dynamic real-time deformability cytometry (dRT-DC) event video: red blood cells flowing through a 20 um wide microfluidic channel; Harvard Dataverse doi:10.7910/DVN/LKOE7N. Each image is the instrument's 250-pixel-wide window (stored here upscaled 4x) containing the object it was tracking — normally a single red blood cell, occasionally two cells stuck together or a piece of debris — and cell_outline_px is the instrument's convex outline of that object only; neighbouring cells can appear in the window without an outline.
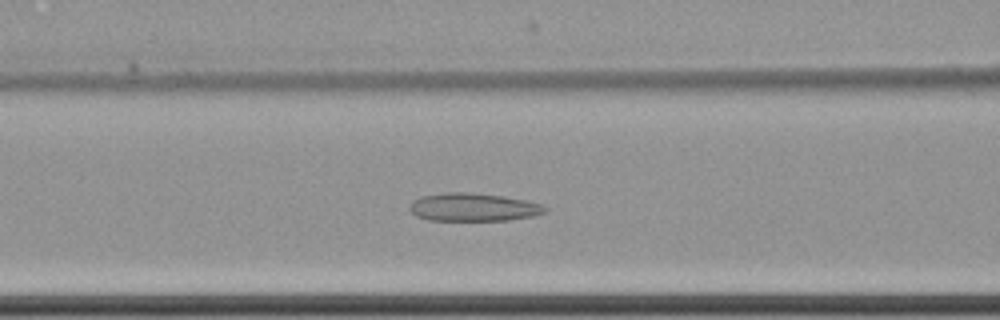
{"species": "common noctule bat (a hibernating species)", "species_latin": "Nyctalus noctula", "temperature_condition": "cold", "stored_images_in_passage": 33, "camera_frame_rate_fps": 3000, "um_per_image_px": 0.085, "animal": {"sex": "female", "body_mass_g": 22.7, "forearm_length_mm": 54.2}, "frame": {"image": 1, "passage_image": 14, "time_ms": 4.333, "image_size_px": [1000, 320], "cell_outline_px": [[548, 208], [544, 212], [532, 216], [508, 220], [428, 220], [416, 216], [412, 212], [412, 200], [420, 196], [444, 192], [468, 192], [504, 196], [528, 200], [540, 204]], "centroid_in_image_um": [40.23, 17.6], "position_along_channel_um": 126.4, "area_um2": 22.08}}
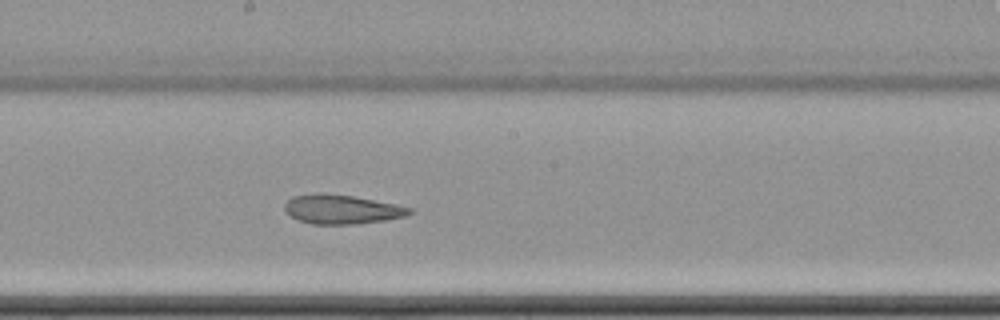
{"frame": {"image": 2, "passage_image": 22, "time_ms": 7.0, "image_size_px": [1000, 320], "cell_outline_px": [[412, 212], [408, 216], [384, 220], [352, 224], [312, 224], [296, 220], [284, 208], [284, 204], [292, 196], [320, 192], [352, 196], [396, 204], [412, 208]], "centroid_in_image_um": [29.04, 17.79], "position_along_channel_um": 219.2, "area_um2": 21.21}}
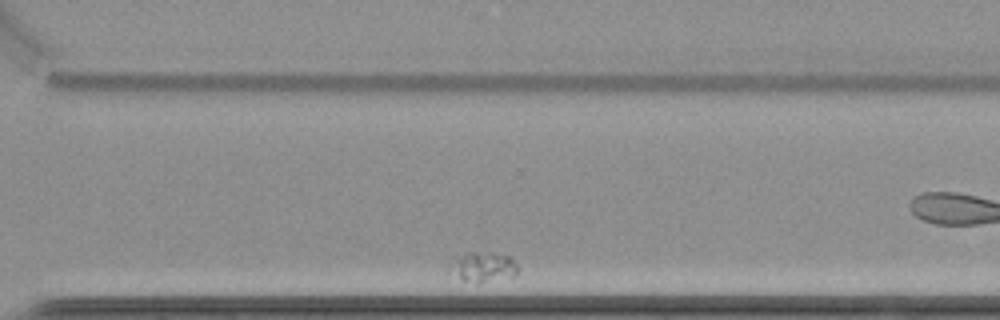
{"frame": {"image": 3, "passage_image": 28, "time_ms": 9.0, "image_size_px": [1000, 320], "cell_outline_px": [[520, 268], [516, 276], [480, 284], [476, 284], [464, 280], [448, 272], [452, 260], [468, 252], [476, 252], [512, 256]], "centroid_in_image_um": [41.11, 22.73], "position_along_channel_um": 329.5, "area_um2": 12.2}}